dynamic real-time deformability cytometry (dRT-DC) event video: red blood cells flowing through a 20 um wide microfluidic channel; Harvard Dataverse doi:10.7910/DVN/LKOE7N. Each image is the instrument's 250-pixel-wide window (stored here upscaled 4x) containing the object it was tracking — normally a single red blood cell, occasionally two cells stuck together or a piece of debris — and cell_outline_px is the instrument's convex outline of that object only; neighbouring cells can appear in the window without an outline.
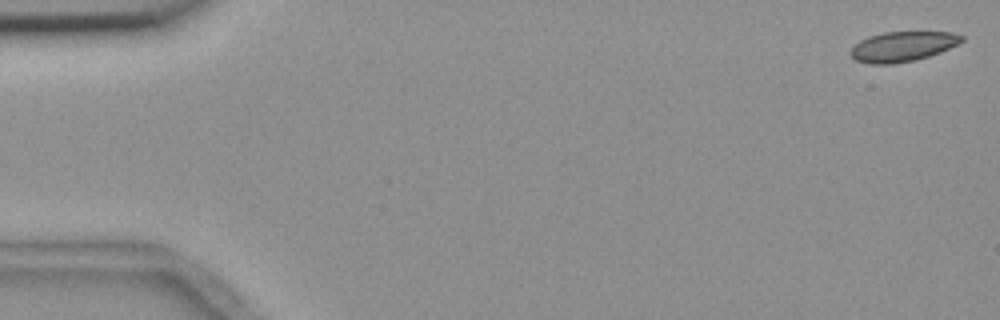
{"species": "common noctule bat (a hibernating species)", "species_latin": "Nyctalus noctula", "temperature_condition": "room temperature", "stored_images_in_passage": 55, "camera_frame_rate_fps": 3000, "um_per_image_px": 0.085, "animal": {"sex": "female", "body_mass_g": 18.4}, "frame": {"image": 1, "passage_image": 1, "time_ms": 0.0, "image_size_px": [1000, 320], "cell_outline_px": [[964, 40], [940, 52], [916, 60], [892, 64], [868, 64], [856, 60], [848, 52], [860, 40], [868, 36], [884, 32], [952, 32], [964, 36]], "centroid_in_image_um": [76.7, 3.95], "position_along_channel_um": 8.3, "area_um2": 19.36}}
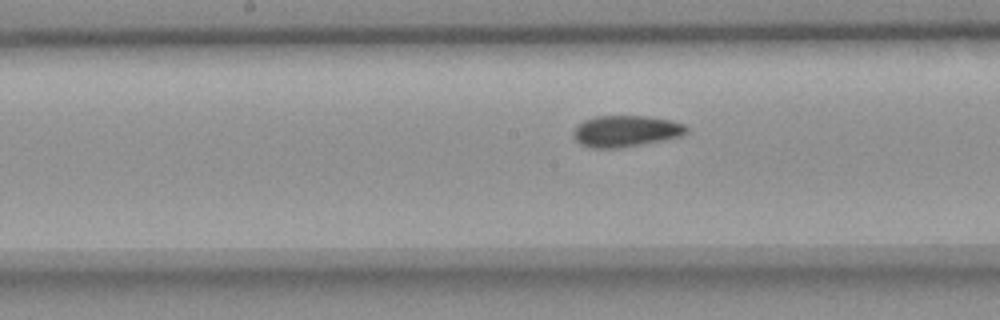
{"frame": {"image": 2, "passage_image": 28, "time_ms": 9.0, "image_size_px": [1000, 320], "cell_outline_px": [[688, 132], [684, 136], [664, 140], [620, 148], [592, 148], [580, 144], [572, 136], [572, 132], [576, 124], [592, 116], [644, 116], [672, 120], [684, 124], [688, 128]], "centroid_in_image_um": [53.18, 11.14], "position_along_channel_um": 195.0, "area_um2": 21.04}}
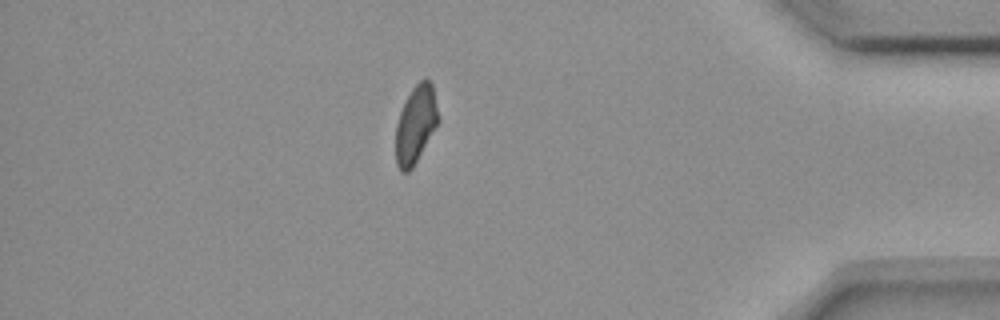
{"frame": {"image": 3, "passage_image": 48, "time_ms": 15.667, "image_size_px": [1000, 320], "cell_outline_px": [[440, 120], [412, 168], [408, 172], [400, 172], [396, 164], [396, 124], [400, 112], [412, 88], [424, 76], [428, 76], [432, 84], [440, 116]], "centroid_in_image_um": [35.35, 10.54], "position_along_channel_um": 399.8, "area_um2": 19.36}, "authors_computed_cell_mechanics": {"area_um2": 20.4034, "velocity_mm_per_s": 3.6406, "shape_relaxation_time_tau1_ms": 11.006, "shape_relaxation_time_tau2_ms": 2.4603, "deformation_change_tau1": 0.1489, "deformation_change_tau2": 0.0641}}